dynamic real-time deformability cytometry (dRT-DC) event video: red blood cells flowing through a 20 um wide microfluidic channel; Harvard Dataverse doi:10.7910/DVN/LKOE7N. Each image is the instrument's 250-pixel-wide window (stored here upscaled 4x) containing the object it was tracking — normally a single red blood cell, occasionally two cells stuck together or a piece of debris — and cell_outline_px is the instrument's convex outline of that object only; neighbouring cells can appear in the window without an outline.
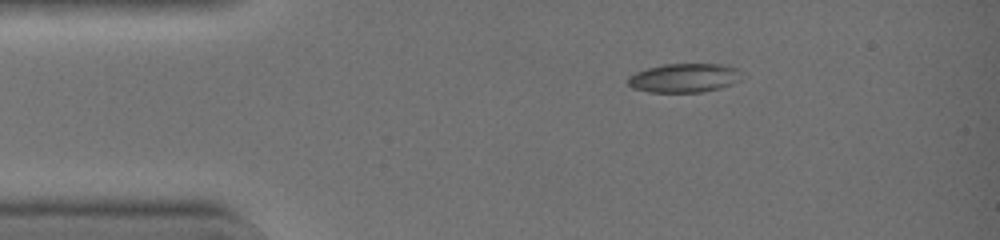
{"species": "common noctule bat (a hibernating species)", "species_latin": "Nyctalus noctula", "temperature_condition": "warm", "stored_images_in_passage": 11, "camera_frame_rate_fps": 3000, "um_per_image_px": 0.085, "animal": {"sex": "female", "body_mass_g": 19.0, "forearm_length_mm": 51.5}, "frame": {"image": 1, "passage_image": 1, "time_ms": 0.0, "image_size_px": [1000, 240], "cell_outline_px": [[740, 72], [728, 84], [720, 88], [700, 92], [652, 92], [632, 88], [628, 84], [628, 76], [636, 72], [648, 68], [664, 64], [720, 64], [740, 68]], "centroid_in_image_um": [58.07, 6.61], "position_along_channel_um": 26.9, "area_um2": 18.73}}
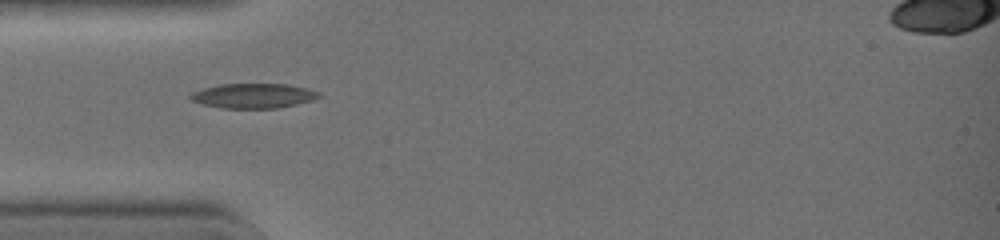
{"frame": {"image": 2, "passage_image": 7, "time_ms": 2.0, "image_size_px": [1000, 240], "cell_outline_px": [[320, 96], [312, 100], [296, 104], [276, 108], [220, 108], [204, 104], [192, 100], [188, 96], [192, 92], [204, 88], [220, 84], [288, 84], [308, 88], [320, 92]], "centroid_in_image_um": [21.54, 8.13], "position_along_channel_um": 63.5, "area_um2": 18.44}}